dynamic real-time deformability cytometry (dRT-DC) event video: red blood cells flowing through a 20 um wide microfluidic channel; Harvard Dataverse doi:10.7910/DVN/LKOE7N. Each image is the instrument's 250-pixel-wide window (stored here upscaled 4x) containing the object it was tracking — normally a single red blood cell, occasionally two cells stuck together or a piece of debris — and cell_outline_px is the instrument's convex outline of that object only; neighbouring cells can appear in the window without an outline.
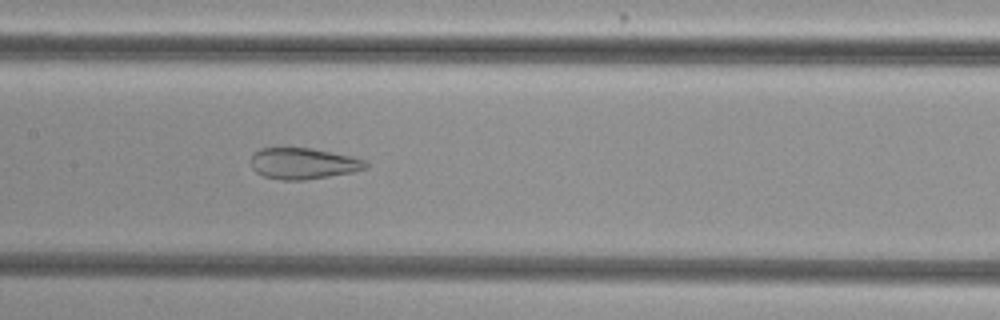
{"species": "common noctule bat (a hibernating species)", "species_latin": "Nyctalus noctula", "temperature_condition": "cold", "stored_images_in_passage": 53, "camera_frame_rate_fps": 3000, "um_per_image_px": 0.085, "animal": {"sex": "female", "body_mass_g": 29.2, "forearm_length_mm": 56.3}, "frame": {"image": 1, "passage_image": 26, "time_ms": 8.333, "image_size_px": [1000, 320], "cell_outline_px": [[368, 168], [352, 172], [304, 180], [280, 180], [264, 176], [256, 172], [252, 168], [252, 152], [260, 148], [312, 148], [352, 156], [364, 160], [368, 164]], "centroid_in_image_um": [25.77, 13.89], "position_along_channel_um": 181.6, "area_um2": 20.87}}
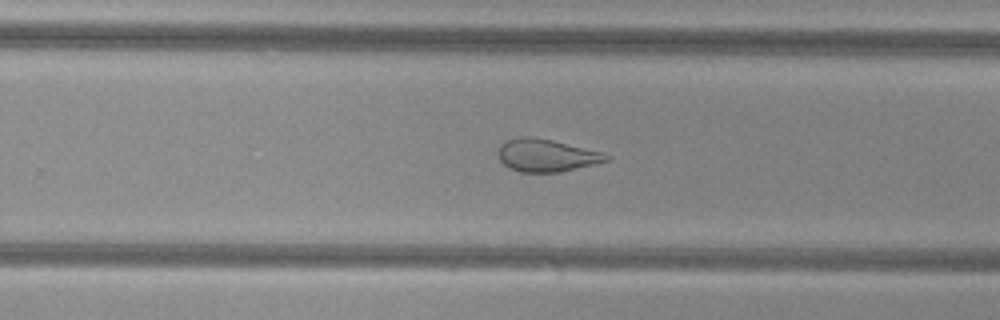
{"frame": {"image": 2, "passage_image": 34, "time_ms": 11.0, "image_size_px": [1000, 320], "cell_outline_px": [[612, 156], [608, 160], [596, 164], [560, 172], [520, 172], [508, 168], [500, 160], [496, 152], [500, 144], [508, 140], [520, 136], [528, 136], [552, 140], [604, 152]], "centroid_in_image_um": [46.44, 13.21], "position_along_channel_um": 283.4, "area_um2": 20.75}}
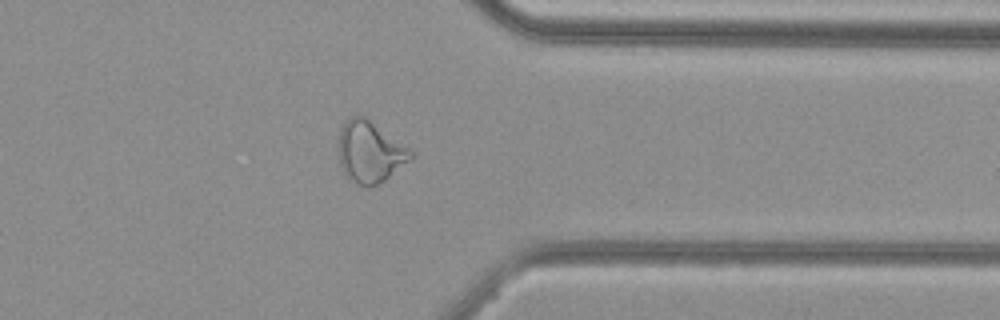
{"frame": {"image": 3, "passage_image": 42, "time_ms": 13.667, "image_size_px": [1000, 320], "cell_outline_px": [[416, 152], [408, 160], [384, 180], [376, 184], [356, 184], [344, 176], [340, 168], [340, 128], [344, 120], [356, 112], [364, 116]], "centroid_in_image_um": [31.41, 12.86], "position_along_channel_um": 380.0, "area_um2": 25.61}, "authors_computed_cell_mechanics": {"area_um2": 27.6862, "velocity_mm_per_s": 3.8252, "shape_relaxation_time_tau1_ms": null, "shape_relaxation_time_tau2_ms": 1.3141, "deformation_change_tau1": null, "deformation_change_tau2": 0.0953}}